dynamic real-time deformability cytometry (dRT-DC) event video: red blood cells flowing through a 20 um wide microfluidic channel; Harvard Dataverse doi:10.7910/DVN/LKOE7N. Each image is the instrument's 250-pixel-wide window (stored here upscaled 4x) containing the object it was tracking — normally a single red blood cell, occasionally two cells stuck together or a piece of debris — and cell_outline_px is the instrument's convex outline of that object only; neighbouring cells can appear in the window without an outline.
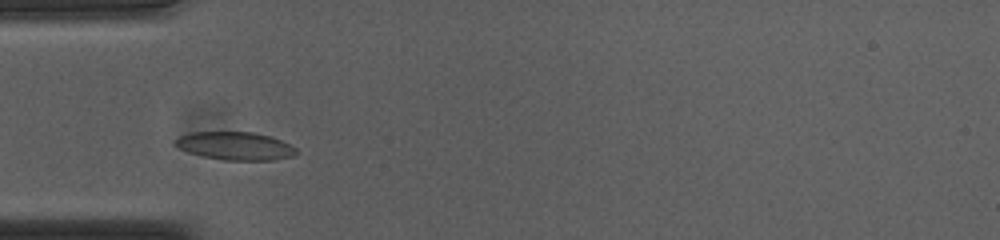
{"species": "common noctule bat (a hibernating species)", "species_latin": "Nyctalus noctula", "temperature_condition": "cold", "stored_images_in_passage": 47, "camera_frame_rate_fps": 3000, "um_per_image_px": 0.085, "animal": {"sex": "female", "body_mass_g": 23.0, "forearm_length_mm": 53.4}, "frame": {"image": 1, "passage_image": 8, "time_ms": 2.333, "image_size_px": [1000, 240], "cell_outline_px": [[300, 152], [292, 156], [272, 160], [224, 160], [204, 156], [188, 152], [172, 144], [172, 140], [180, 136], [192, 132], [252, 132], [268, 136], [280, 140], [296, 148]], "centroid_in_image_um": [19.96, 12.4], "position_along_channel_um": 65.0, "area_um2": 19.71}}
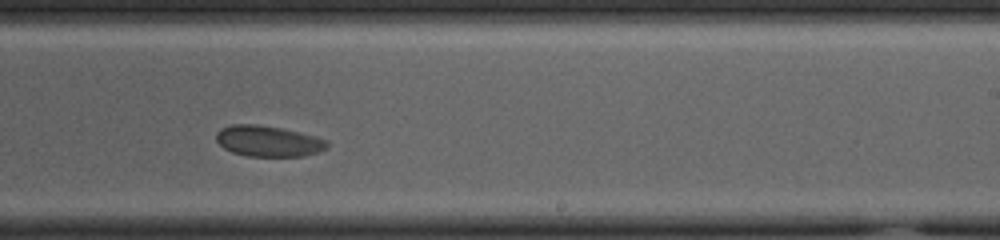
{"frame": {"image": 2, "passage_image": 25, "time_ms": 8.0, "image_size_px": [1000, 240], "cell_outline_px": [[328, 148], [304, 156], [248, 156], [232, 152], [224, 148], [216, 140], [216, 132], [220, 128], [232, 124], [256, 124], [280, 128], [300, 132], [316, 136], [328, 140]], "centroid_in_image_um": [22.8, 11.99], "position_along_channel_um": 266.2, "area_um2": 20.0}}
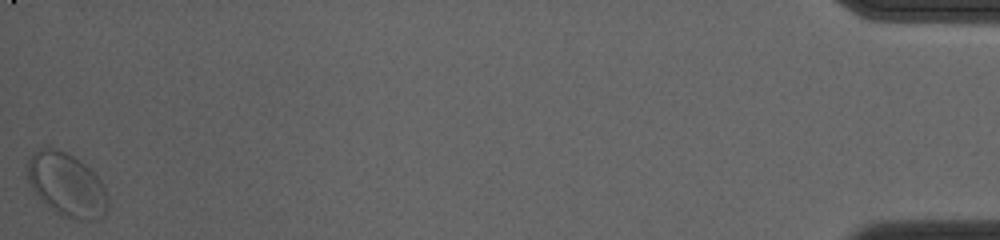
{"frame": {"image": 3, "passage_image": 47, "time_ms": 15.333, "image_size_px": [1000, 240], "cell_outline_px": [[108, 208], [104, 216], [96, 220], [80, 220], [60, 216], [48, 208], [28, 184], [24, 172], [28, 160], [36, 152], [48, 144], [72, 156], [84, 164], [100, 180], [108, 196]], "centroid_in_image_um": [5.63, 15.73], "position_along_channel_um": 429.6, "area_um2": 30.23}, "authors_computed_cell_mechanics": {"area_um2": 20.3456, "velocity_mm_per_s": 3.5641, "shape_relaxation_time_tau1_ms": 7.0788, "shape_relaxation_time_tau2_ms": 1.1299, "deformation_change_tau1": 0.0936, "deformation_change_tau2": 0.0338}}